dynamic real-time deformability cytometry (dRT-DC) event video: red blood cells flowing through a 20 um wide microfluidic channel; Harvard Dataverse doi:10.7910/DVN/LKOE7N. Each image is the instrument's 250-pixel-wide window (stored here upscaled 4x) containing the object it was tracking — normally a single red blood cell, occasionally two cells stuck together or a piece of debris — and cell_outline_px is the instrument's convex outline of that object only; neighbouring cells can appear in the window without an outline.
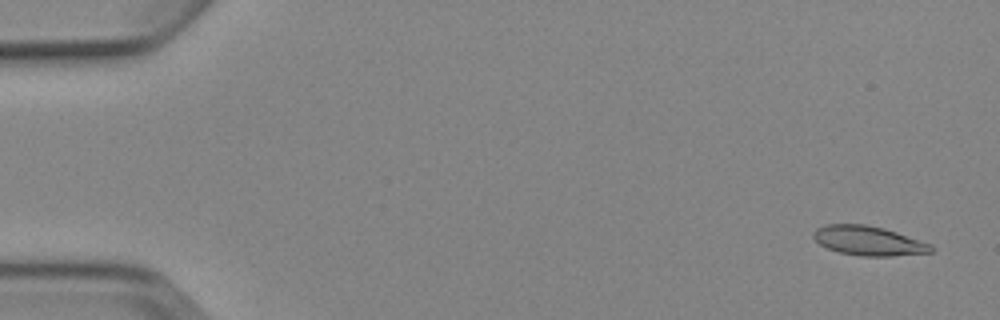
{"species": "Egyptian fruit bat (a non-hibernating species)", "species_latin": "Rousettus aegyptiacus", "temperature_condition": "cold", "stored_images_in_passage": 4, "camera_frame_rate_fps": 3000, "um_per_image_px": 0.085, "animal": {"sex": "female"}, "frame": {"image": 1, "passage_image": 1, "time_ms": 0.0, "image_size_px": [1000, 320], "cell_outline_px": [[936, 248], [932, 252], [892, 256], [860, 256], [840, 252], [828, 248], [820, 244], [812, 236], [812, 232], [816, 228], [824, 224], [864, 224], [884, 228], [932, 244]], "centroid_in_image_um": [73.83, 20.46], "position_along_channel_um": 11.2, "area_um2": 20.23}}
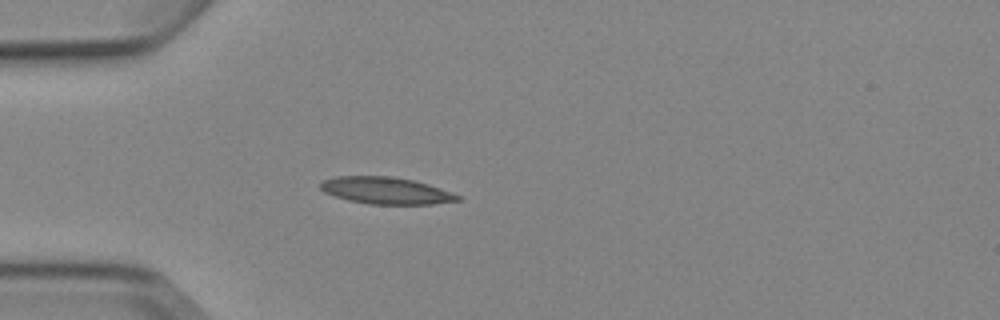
{"frame": {"image": 2, "passage_image": 4, "time_ms": 4.333, "image_size_px": [1000, 320], "cell_outline_px": [[460, 200], [432, 204], [368, 204], [348, 200], [324, 192], [320, 188], [320, 180], [336, 176], [392, 176], [412, 180], [428, 184], [440, 188], [460, 196]], "centroid_in_image_um": [32.76, 16.19], "position_along_channel_um": 52.2, "area_um2": 21.44}}